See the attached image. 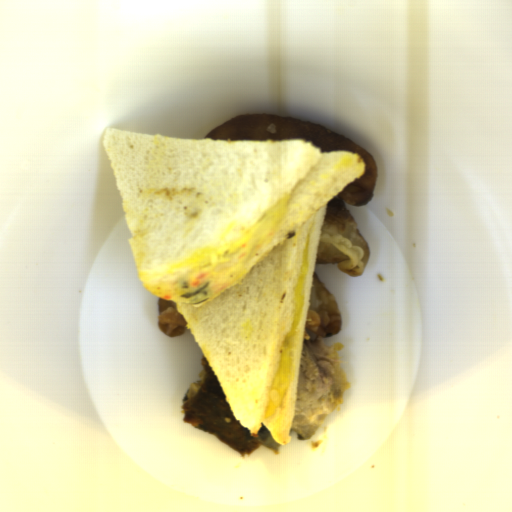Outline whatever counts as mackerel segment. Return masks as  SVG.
Wrapping results in <instances>:
<instances>
[{
	"instance_id": "obj_1",
	"label": "mackerel segment",
	"mask_w": 512,
	"mask_h": 512,
	"mask_svg": "<svg viewBox=\"0 0 512 512\" xmlns=\"http://www.w3.org/2000/svg\"><path fill=\"white\" fill-rule=\"evenodd\" d=\"M342 343L330 344L304 327L290 432L307 440L343 405L350 388L341 364Z\"/></svg>"
},
{
	"instance_id": "obj_2",
	"label": "mackerel segment",
	"mask_w": 512,
	"mask_h": 512,
	"mask_svg": "<svg viewBox=\"0 0 512 512\" xmlns=\"http://www.w3.org/2000/svg\"><path fill=\"white\" fill-rule=\"evenodd\" d=\"M201 365L200 374L190 384L180 404L183 421L213 435L243 457L260 447L278 453L280 444L263 422L260 430L252 434L237 421L205 355Z\"/></svg>"
}]
</instances>
